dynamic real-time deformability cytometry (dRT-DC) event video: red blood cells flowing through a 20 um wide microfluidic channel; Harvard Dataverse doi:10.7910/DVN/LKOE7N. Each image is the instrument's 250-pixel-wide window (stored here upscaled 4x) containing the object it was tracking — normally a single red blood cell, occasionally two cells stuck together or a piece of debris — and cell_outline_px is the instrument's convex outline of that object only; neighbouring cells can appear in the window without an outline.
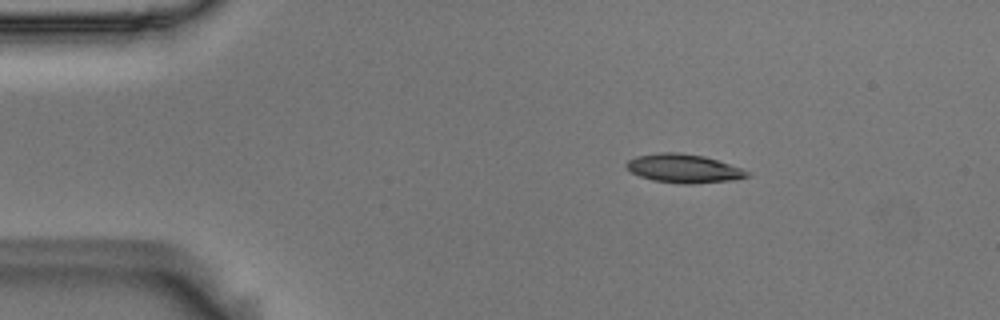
{"species": "Egyptian fruit bat (a non-hibernating species)", "species_latin": "Rousettus aegyptiacus", "temperature_condition": "room temperature", "stored_images_in_passage": 4, "camera_frame_rate_fps": 3000, "um_per_image_px": 0.085, "animal": {"sex": "male"}, "frame": {"image": 1, "passage_image": 2, "time_ms": 0.333, "image_size_px": [1000, 320], "cell_outline_px": [[752, 172], [748, 176], [732, 180], [692, 184], [684, 184], [652, 180], [640, 176], [632, 172], [624, 164], [628, 160], [636, 156], [660, 152], [680, 152], [704, 156]], "centroid_in_image_um": [58.09, 14.31], "position_along_channel_um": 26.9, "area_um2": 20.06}}
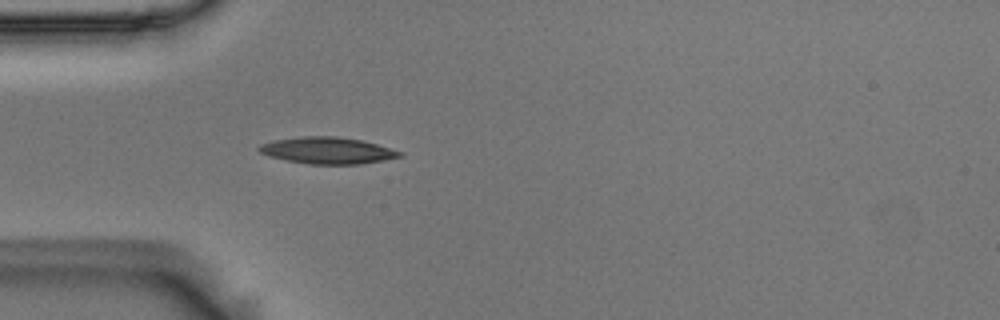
{"frame": {"image": 2, "passage_image": 4, "time_ms": 1.0, "image_size_px": [1000, 320], "cell_outline_px": [[404, 156], [384, 160], [360, 164], [308, 164], [268, 156], [260, 152], [256, 148], [260, 144], [272, 140], [300, 136], [336, 136], [360, 140], [376, 144], [404, 152]], "centroid_in_image_um": [27.82, 12.79], "position_along_channel_um": 57.2, "area_um2": 21.91}}